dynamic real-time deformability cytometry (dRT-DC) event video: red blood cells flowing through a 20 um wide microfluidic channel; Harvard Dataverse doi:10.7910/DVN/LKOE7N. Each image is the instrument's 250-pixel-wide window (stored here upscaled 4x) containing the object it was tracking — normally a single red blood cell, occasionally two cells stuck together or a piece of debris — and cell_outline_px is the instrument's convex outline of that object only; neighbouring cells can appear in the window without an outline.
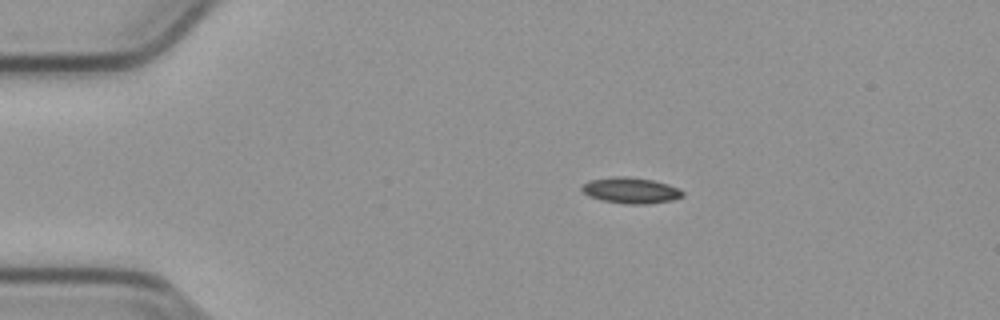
{"species": "common noctule bat (a hibernating species)", "species_latin": "Nyctalus noctula", "temperature_condition": "cold", "stored_images_in_passage": 45, "camera_frame_rate_fps": 3000, "um_per_image_px": 0.085, "animal": {"sex": "male", "body_mass_g": 23.1, "forearm_length_mm": 52.7}, "frame": {"image": 1, "passage_image": 1, "time_ms": 0.0, "image_size_px": [1000, 320], "cell_outline_px": [[684, 196], [672, 200], [648, 204], [628, 204], [604, 200], [588, 196], [580, 188], [588, 180], [612, 176], [628, 176], [652, 180], [668, 184], [680, 188], [684, 192]], "centroid_in_image_um": [53.63, 16.17], "position_along_channel_um": 31.4, "area_um2": 15.32}}
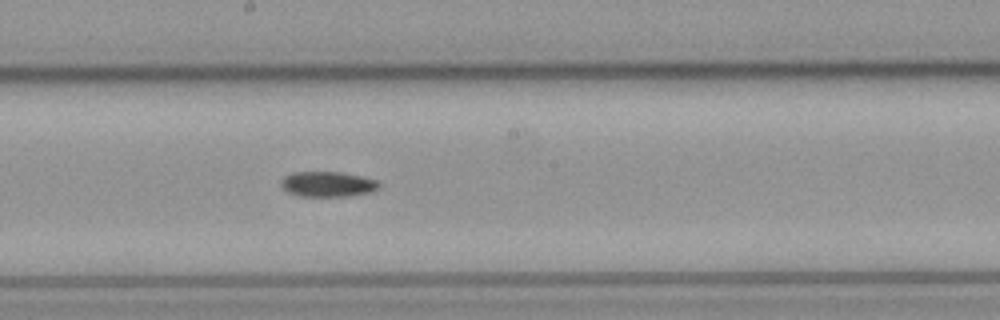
{"frame": {"image": 2, "passage_image": 20, "time_ms": 6.333, "image_size_px": [1000, 320], "cell_outline_px": [[380, 188], [368, 192], [348, 196], [300, 196], [288, 192], [280, 184], [280, 180], [284, 176], [292, 172], [340, 172], [360, 176], [376, 180], [380, 184]], "centroid_in_image_um": [27.82, 15.65], "position_along_channel_um": 220.4, "area_um2": 14.33}}
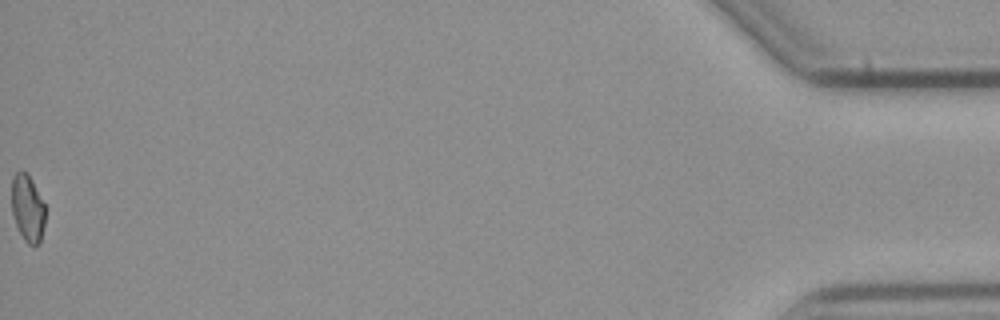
{"frame": {"image": 3, "passage_image": 45, "time_ms": 14.667, "image_size_px": [1000, 320], "cell_outline_px": [[44, 224], [40, 240], [36, 244], [28, 244], [24, 240], [16, 224], [12, 212], [12, 176], [20, 168], [28, 172], [44, 204]], "centroid_in_image_um": [2.32, 17.62], "position_along_channel_um": 432.9, "area_um2": 13.01}}